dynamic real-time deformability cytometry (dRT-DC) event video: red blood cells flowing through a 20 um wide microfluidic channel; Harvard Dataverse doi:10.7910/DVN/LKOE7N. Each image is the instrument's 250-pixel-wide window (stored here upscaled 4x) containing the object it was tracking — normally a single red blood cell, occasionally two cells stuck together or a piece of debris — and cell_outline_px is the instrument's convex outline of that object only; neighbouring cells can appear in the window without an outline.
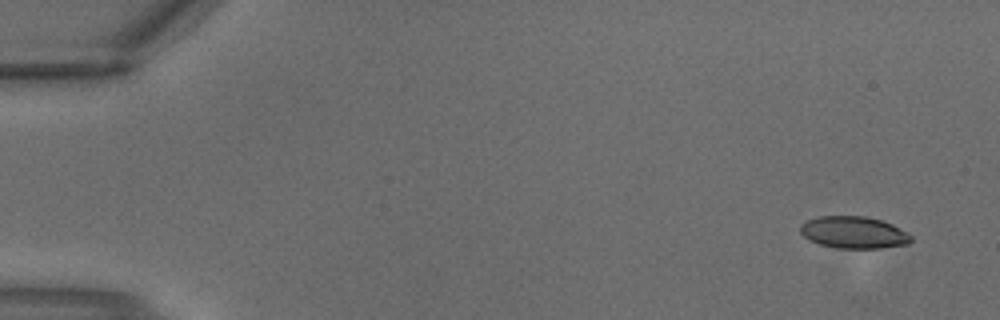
{"species": "common noctule bat (a hibernating species)", "species_latin": "Nyctalus noctula", "temperature_condition": "warm", "stored_images_in_passage": 4, "segment_of_instrument_passage": [1, 2], "camera_frame_rate_fps": 3000, "um_per_image_px": 0.085, "animal": {"sex": "male", "body_mass_g": 18.8}, "frame": {"image": 1, "passage_image": 1, "time_ms": 0.0, "image_size_px": [1000, 320], "cell_outline_px": [[912, 240], [908, 244], [880, 248], [836, 248], [820, 244], [808, 240], [800, 232], [800, 224], [808, 220], [820, 216], [864, 216], [880, 220], [892, 224], [912, 236]], "centroid_in_image_um": [72.55, 19.76], "position_along_channel_um": 12.5, "area_um2": 20.58}}
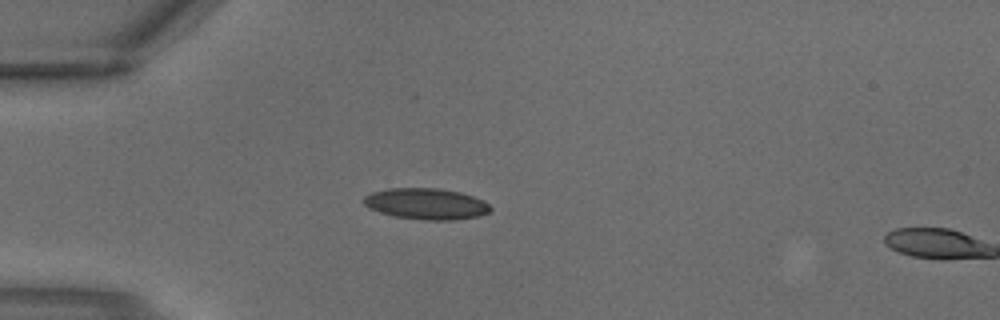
{"frame": {"image": 2, "passage_image": 3, "time_ms": 0.667, "image_size_px": [1000, 320], "cell_outline_px": [[492, 208], [488, 212], [476, 216], [452, 220], [424, 220], [396, 216], [380, 212], [368, 208], [364, 204], [364, 196], [372, 192], [388, 188], [440, 188], [460, 192], [484, 200]], "centroid_in_image_um": [36.21, 17.31], "position_along_channel_um": 48.8, "area_um2": 22.89}}